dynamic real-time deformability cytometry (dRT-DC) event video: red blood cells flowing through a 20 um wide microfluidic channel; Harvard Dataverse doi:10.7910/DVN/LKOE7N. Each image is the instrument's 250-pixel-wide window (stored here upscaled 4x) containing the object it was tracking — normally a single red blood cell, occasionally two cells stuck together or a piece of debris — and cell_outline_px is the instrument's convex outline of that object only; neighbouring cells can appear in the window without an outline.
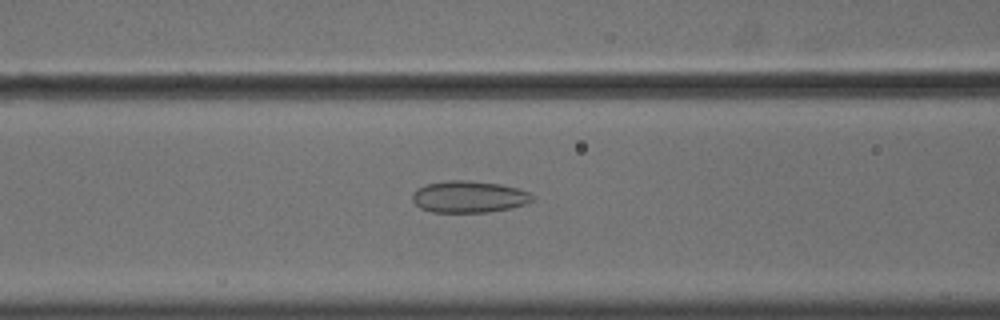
{"species": "common noctule bat (a hibernating species)", "species_latin": "Nyctalus noctula", "temperature_condition": "cold", "stored_images_in_passage": 49, "camera_frame_rate_fps": 3000, "um_per_image_px": 0.085, "animal": {"sex": "male", "body_mass_g": 18.8}, "frame": {"image": 1, "passage_image": 17, "time_ms": 5.333, "image_size_px": [1000, 320], "cell_outline_px": [[532, 200], [528, 204], [512, 208], [488, 212], [432, 212], [420, 208], [412, 200], [412, 196], [416, 188], [428, 184], [448, 180], [468, 180], [500, 184], [516, 188], [528, 192], [532, 196]], "centroid_in_image_um": [39.85, 16.73], "position_along_channel_um": 126.8, "area_um2": 22.2}}
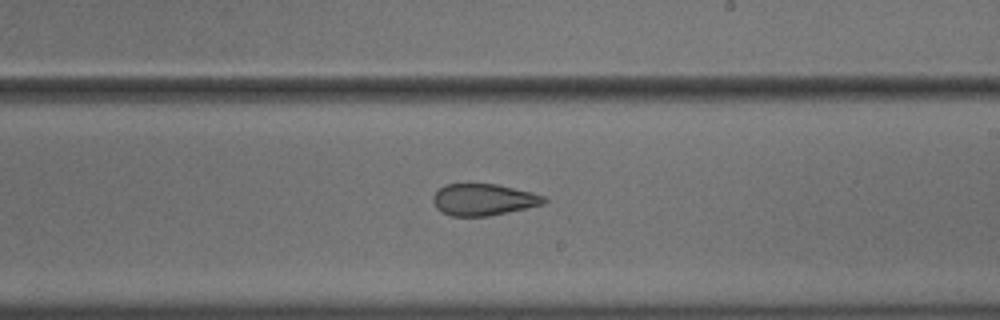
{"frame": {"image": 2, "passage_image": 27, "time_ms": 8.667, "image_size_px": [1000, 320], "cell_outline_px": [[548, 200], [544, 204], [488, 216], [452, 216], [436, 208], [432, 200], [432, 196], [444, 184], [496, 184], [532, 192], [544, 196]], "centroid_in_image_um": [41.09, 16.96], "position_along_channel_um": 247.9, "area_um2": 20.35}}
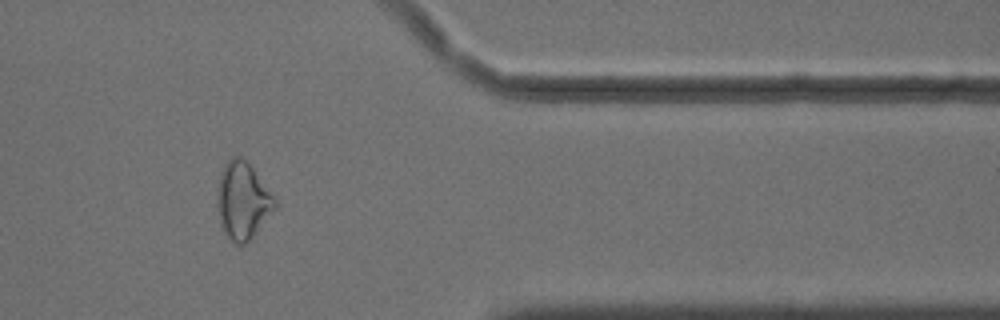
{"frame": {"image": 3, "passage_image": 40, "time_ms": 13.0, "image_size_px": [1000, 320], "cell_outline_px": [[276, 208], [252, 236], [244, 244], [236, 244], [228, 236], [220, 224], [216, 204], [216, 188], [220, 172], [224, 164], [232, 156], [240, 156], [252, 168], [276, 200]], "centroid_in_image_um": [20.58, 17.03], "position_along_channel_um": 390.8, "area_um2": 25.55}, "authors_computed_cell_mechanics": {"area_um2": 24.2182, "velocity_mm_per_s": 3.6324, "shape_relaxation_time_tau1_ms": null, "shape_relaxation_time_tau2_ms": 2.6453, "deformation_change_tau1": null, "deformation_change_tau2": 0.1071}}